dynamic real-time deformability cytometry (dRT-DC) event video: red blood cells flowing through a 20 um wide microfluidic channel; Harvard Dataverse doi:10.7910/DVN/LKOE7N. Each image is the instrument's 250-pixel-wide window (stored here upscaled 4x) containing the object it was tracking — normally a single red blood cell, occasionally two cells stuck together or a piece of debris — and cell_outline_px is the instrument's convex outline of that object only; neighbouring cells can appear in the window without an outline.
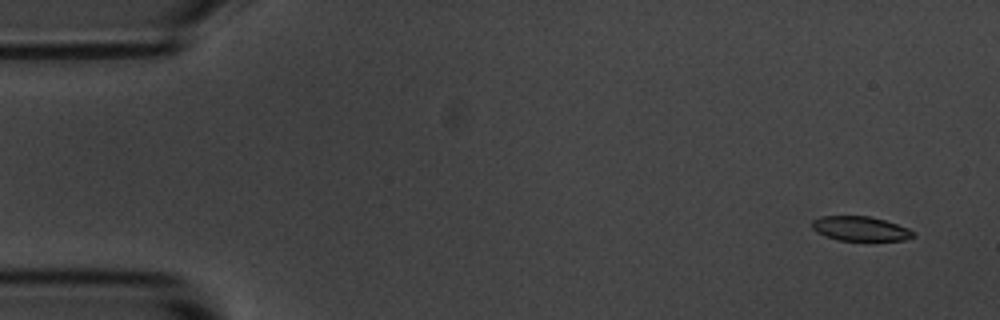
{"species": "common noctule bat (a hibernating species)", "species_latin": "Nyctalus noctula", "temperature_condition": "room temperature", "stored_images_in_passage": 4, "camera_frame_rate_fps": 3000, "um_per_image_px": 0.085, "animal": {"sex": "male", "body_mass_g": 20.1, "forearm_length_mm": 53.5}, "frame": {"image": 1, "passage_image": 1, "time_ms": 0.0, "image_size_px": [1000, 320], "cell_outline_px": [[916, 236], [904, 240], [840, 240], [816, 232], [812, 228], [812, 220], [820, 216], [868, 216], [884, 220], [908, 228]], "centroid_in_image_um": [73.11, 19.43], "position_along_channel_um": 11.9, "area_um2": 14.22}}
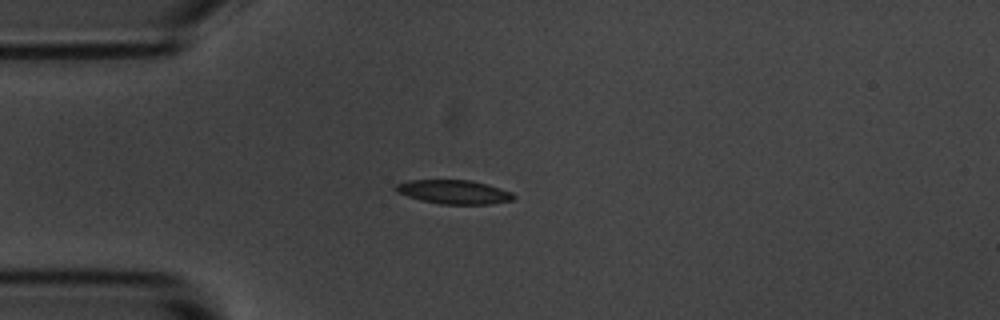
{"frame": {"image": 2, "passage_image": 4, "time_ms": 3.667, "image_size_px": [1000, 320], "cell_outline_px": [[516, 196], [512, 200], [488, 204], [440, 204], [420, 200], [396, 192], [396, 184], [408, 180], [472, 180], [488, 184], [512, 192]], "centroid_in_image_um": [38.59, 16.31], "position_along_channel_um": 46.4, "area_um2": 16.42}}